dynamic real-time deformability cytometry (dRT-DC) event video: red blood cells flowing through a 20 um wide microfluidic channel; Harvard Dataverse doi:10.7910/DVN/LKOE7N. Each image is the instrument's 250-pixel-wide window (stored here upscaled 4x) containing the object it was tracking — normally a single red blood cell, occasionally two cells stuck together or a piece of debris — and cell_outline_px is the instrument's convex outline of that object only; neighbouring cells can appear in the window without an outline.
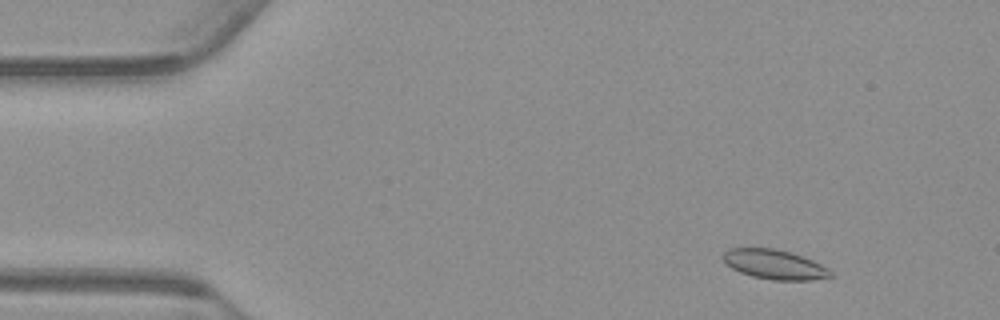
{"species": "common noctule bat (a hibernating species)", "species_latin": "Nyctalus noctula", "temperature_condition": "warm", "stored_images_in_passage": 54, "camera_frame_rate_fps": 3000, "um_per_image_px": 0.085, "animal": {"sex": "male", "body_mass_g": 23.1, "forearm_length_mm": 52.7}, "frame": {"image": 1, "passage_image": 5, "time_ms": 1.333, "image_size_px": [1000, 320], "cell_outline_px": [[832, 276], [812, 280], [772, 280], [752, 276], [740, 272], [724, 264], [720, 256], [728, 248], [772, 248], [804, 256], [828, 268], [832, 272]], "centroid_in_image_um": [65.78, 22.47], "position_along_channel_um": 19.2, "area_um2": 18.61}}
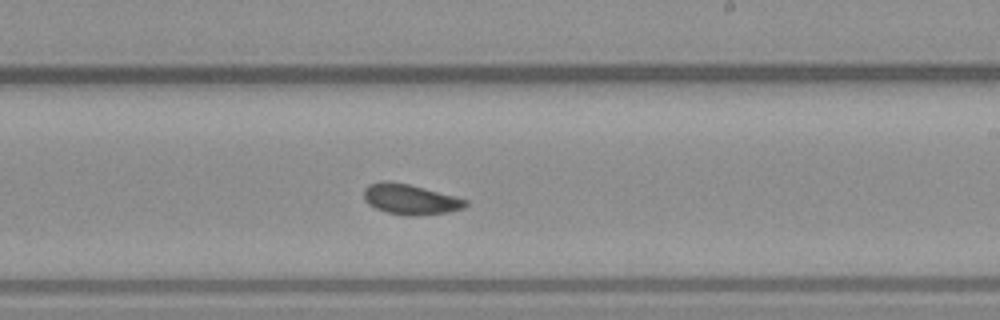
{"frame": {"image": 2, "passage_image": 31, "time_ms": 10.0, "image_size_px": [1000, 320], "cell_outline_px": [[468, 204], [464, 208], [448, 212], [416, 216], [408, 216], [388, 212], [376, 208], [368, 204], [364, 200], [364, 188], [368, 184], [380, 180], [388, 180], [408, 184], [456, 196], [468, 200]], "centroid_in_image_um": [34.86, 16.93], "position_along_channel_um": 254.1, "area_um2": 18.15}}
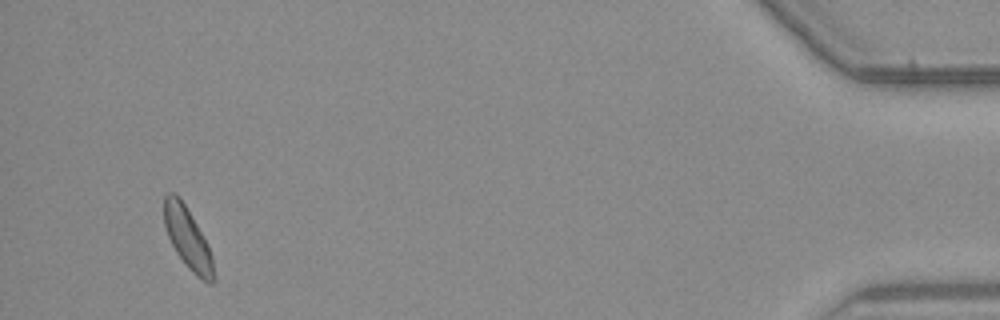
{"frame": {"image": 3, "passage_image": 51, "time_ms": 16.667, "image_size_px": [1000, 320], "cell_outline_px": [[212, 284], [208, 284], [196, 276], [188, 268], [176, 252], [168, 236], [164, 224], [164, 196], [168, 192], [176, 192], [180, 196], [208, 244], [212, 256]], "centroid_in_image_um": [15.92, 20.2], "position_along_channel_um": 419.3, "area_um2": 17.46}, "authors_computed_cell_mechanics": {"area_um2": 18.0047, "velocity_mm_per_s": 3.7356, "shape_relaxation_time_tau1_ms": 4.8736, "shape_relaxation_time_tau2_ms": null, "deformation_change_tau1": 0.0726, "deformation_change_tau2": null}}